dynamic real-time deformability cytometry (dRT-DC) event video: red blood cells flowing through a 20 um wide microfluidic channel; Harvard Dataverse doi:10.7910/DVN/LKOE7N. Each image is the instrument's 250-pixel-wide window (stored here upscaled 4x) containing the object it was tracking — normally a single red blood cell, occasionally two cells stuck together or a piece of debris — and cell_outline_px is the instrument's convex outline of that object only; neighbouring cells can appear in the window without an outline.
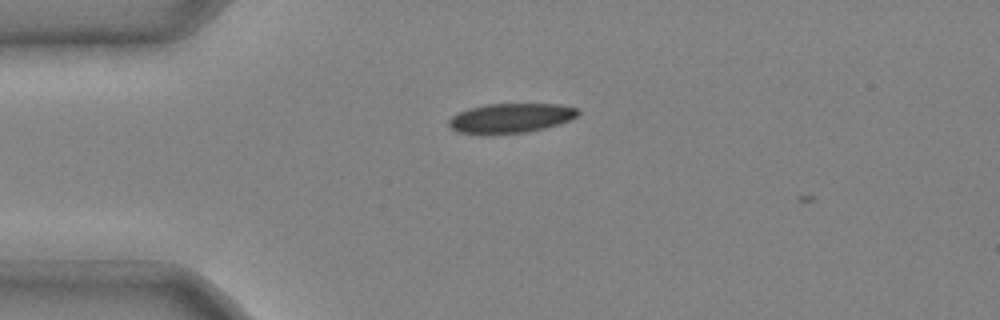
{"species": "common noctule bat (a hibernating species)", "species_latin": "Nyctalus noctula", "temperature_condition": "cold", "stored_images_in_passage": 3, "camera_frame_rate_fps": 3000, "um_per_image_px": 0.085, "animal": {"sex": "male", "body_mass_g": 20.4}, "frame": {"image": 1, "passage_image": 1, "time_ms": 0.0, "image_size_px": [1000, 320], "cell_outline_px": [[580, 112], [576, 116], [560, 124], [528, 132], [492, 136], [480, 136], [456, 132], [448, 124], [448, 120], [452, 116], [468, 108], [488, 104], [560, 104], [576, 108]], "centroid_in_image_um": [43.34, 10.08], "position_along_channel_um": 41.7, "area_um2": 22.83}}
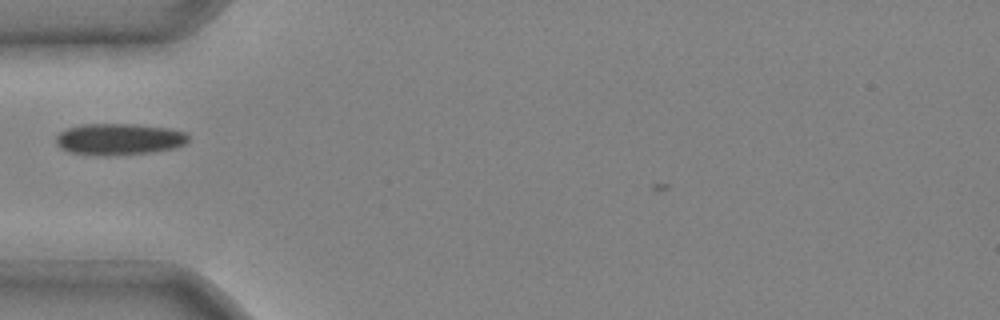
{"frame": {"image": 2, "passage_image": 2, "time_ms": 0.333, "image_size_px": [1000, 320], "cell_outline_px": [[188, 140], [184, 144], [172, 148], [152, 152], [112, 156], [96, 156], [68, 152], [60, 148], [56, 144], [56, 136], [60, 132], [68, 128], [84, 124], [136, 124], [168, 128], [184, 132], [188, 136]], "centroid_in_image_um": [10.07, 11.84], "position_along_channel_um": 74.9, "area_um2": 24.45}}
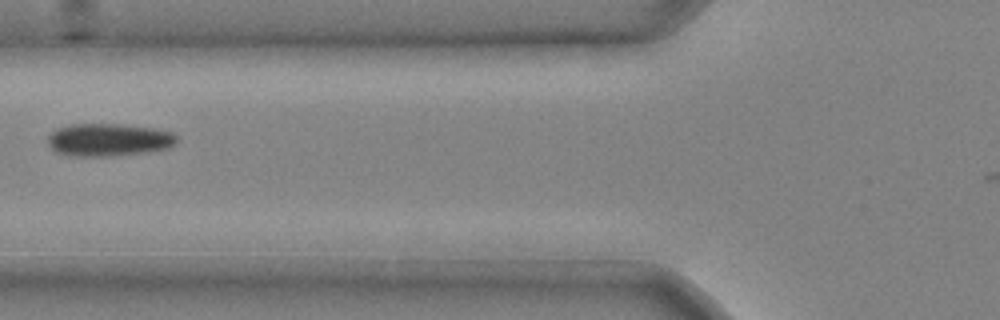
{"frame": {"image": 3, "passage_image": 3, "time_ms": 0.667, "image_size_px": [1000, 320], "cell_outline_px": [[176, 144], [168, 148], [144, 152], [108, 156], [72, 156], [56, 152], [48, 144], [48, 136], [56, 128], [72, 124], [120, 124], [156, 128], [172, 132], [176, 136]], "centroid_in_image_um": [9.23, 11.87], "position_along_channel_um": 116.6, "area_um2": 24.57}}